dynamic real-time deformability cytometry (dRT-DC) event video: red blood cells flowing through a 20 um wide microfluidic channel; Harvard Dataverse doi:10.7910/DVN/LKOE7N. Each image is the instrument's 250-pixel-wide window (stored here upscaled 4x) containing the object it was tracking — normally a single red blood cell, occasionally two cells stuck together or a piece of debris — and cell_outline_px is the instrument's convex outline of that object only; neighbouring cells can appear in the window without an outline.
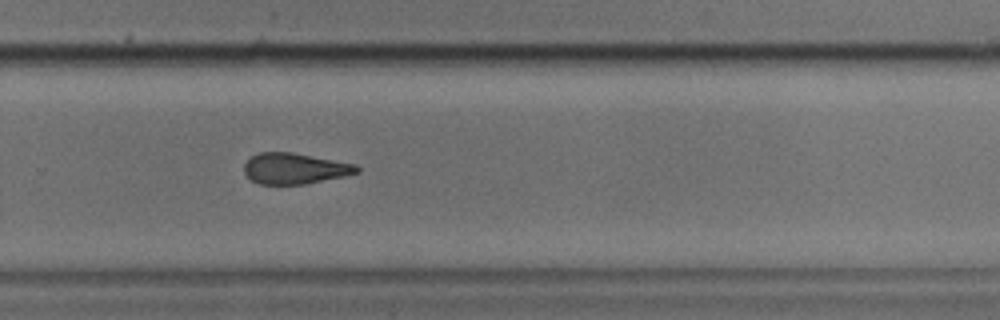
{"species": "common noctule bat (a hibernating species)", "species_latin": "Nyctalus noctula", "temperature_condition": "cold", "stored_images_in_passage": 37, "camera_frame_rate_fps": 3000, "um_per_image_px": 0.085, "animal": {"sex": "male", "body_mass_g": 17.9, "forearm_length_mm": 54.2}, "frame": {"image": 1, "passage_image": 22, "time_ms": 7.0, "image_size_px": [1000, 320], "cell_outline_px": [[360, 172], [344, 176], [304, 184], [260, 184], [252, 180], [244, 172], [244, 164], [252, 156], [260, 152], [292, 152], [356, 164], [360, 168]], "centroid_in_image_um": [25.07, 14.32], "position_along_channel_um": 304.7, "area_um2": 20.17}}
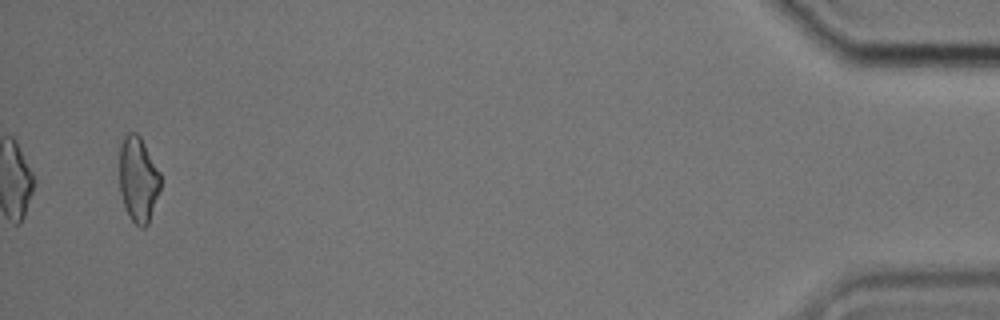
{"frame": {"image": 2, "passage_image": 37, "time_ms": 12.0, "image_size_px": [1000, 320], "cell_outline_px": [[160, 188], [148, 224], [144, 228], [140, 228], [128, 216], [120, 192], [120, 144], [124, 136], [128, 132], [136, 132], [140, 136], [160, 172]], "centroid_in_image_um": [11.74, 15.24], "position_along_channel_um": 423.5, "area_um2": 20.35}}